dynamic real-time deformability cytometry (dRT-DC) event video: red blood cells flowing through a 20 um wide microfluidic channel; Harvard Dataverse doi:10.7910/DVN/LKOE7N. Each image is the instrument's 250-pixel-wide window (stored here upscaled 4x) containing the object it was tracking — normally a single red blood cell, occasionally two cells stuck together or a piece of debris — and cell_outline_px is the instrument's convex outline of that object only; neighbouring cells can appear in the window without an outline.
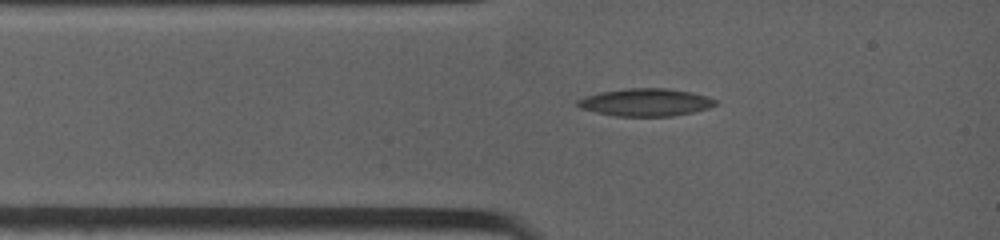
{"species": "common noctule bat (a hibernating species)", "species_latin": "Nyctalus noctula", "temperature_condition": "warm", "stored_images_in_passage": 29, "camera_frame_rate_fps": 4500, "um_per_image_px": 0.085, "animal": {"sex": "female", "body_mass_g": 19.0, "forearm_length_mm": 53.3}, "frame": {"image": 1, "passage_image": 4, "time_ms": 1.111, "image_size_px": [1000, 240], "cell_outline_px": [[716, 104], [708, 108], [692, 112], [672, 116], [616, 116], [596, 112], [580, 108], [576, 104], [576, 100], [584, 96], [600, 92], [628, 88], [668, 88], [692, 92], [708, 96], [716, 100]], "centroid_in_image_um": [54.86, 8.69], "position_along_channel_um": 30.1, "area_um2": 22.2}}
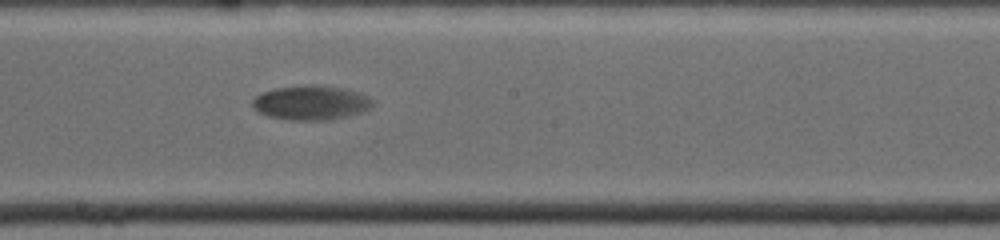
{"frame": {"image": 2, "passage_image": 18, "time_ms": 6.444, "image_size_px": [1000, 240], "cell_outline_px": [[376, 104], [360, 112], [328, 120], [292, 120], [268, 116], [256, 112], [252, 108], [252, 100], [260, 92], [276, 88], [312, 84], [340, 88], [360, 92], [376, 100]], "centroid_in_image_um": [26.41, 8.72], "position_along_channel_um": 221.8, "area_um2": 24.22}}
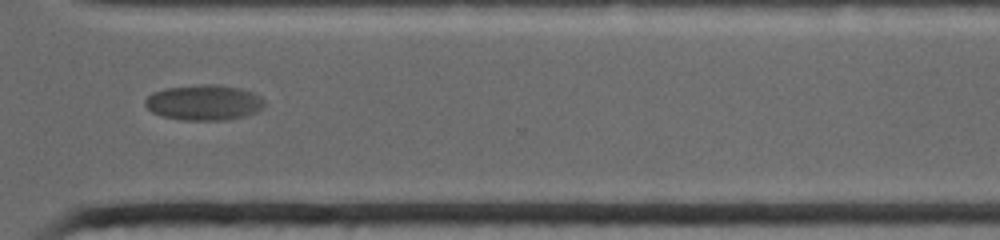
{"frame": {"image": 3, "passage_image": 28, "time_ms": 10.0, "image_size_px": [1000, 240], "cell_outline_px": [[264, 108], [256, 112], [244, 116], [224, 120], [184, 120], [160, 116], [152, 112], [144, 104], [144, 100], [152, 92], [164, 88], [200, 84], [216, 84], [240, 88], [252, 92], [260, 96], [264, 100]], "centroid_in_image_um": [17.32, 8.71], "position_along_channel_um": 353.3, "area_um2": 24.85}}